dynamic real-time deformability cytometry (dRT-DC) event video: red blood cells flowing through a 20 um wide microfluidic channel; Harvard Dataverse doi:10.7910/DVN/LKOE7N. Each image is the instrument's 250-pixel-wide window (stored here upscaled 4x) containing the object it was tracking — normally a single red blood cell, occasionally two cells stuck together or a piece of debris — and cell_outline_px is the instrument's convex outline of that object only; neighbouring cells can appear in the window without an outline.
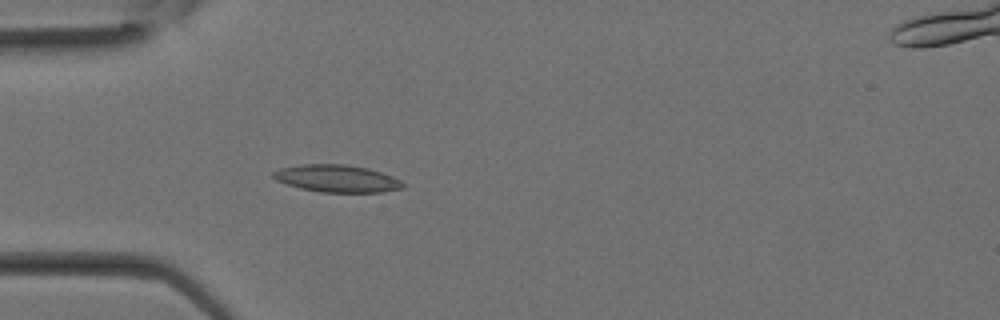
{"species": "Egyptian fruit bat (a non-hibernating species)", "species_latin": "Rousettus aegyptiacus", "temperature_condition": "room temperature", "stored_images_in_passage": 7, "camera_frame_rate_fps": 3000, "um_per_image_px": 0.085, "animal": {"sex": "female"}, "frame": {"image": 1, "passage_image": 1, "time_ms": 0.0, "image_size_px": [1000, 320], "cell_outline_px": [[404, 188], [380, 192], [320, 192], [300, 188], [276, 180], [272, 176], [272, 172], [280, 168], [304, 164], [344, 164], [368, 168], [392, 176], [400, 180], [404, 184]], "centroid_in_image_um": [28.63, 15.17], "position_along_channel_um": 56.4, "area_um2": 20.52}}
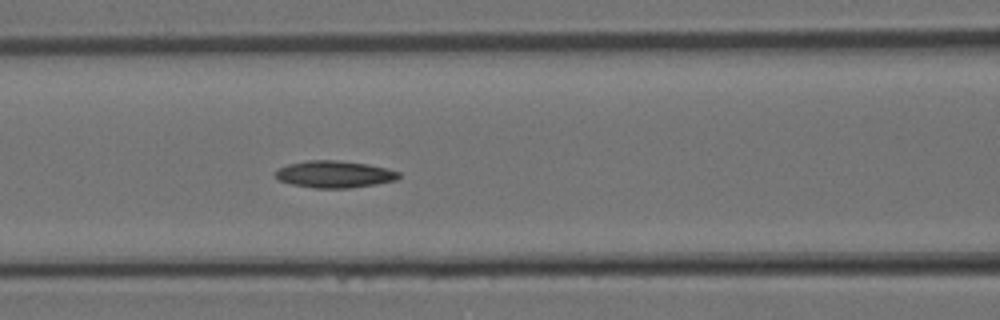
{"frame": {"image": 2, "passage_image": 5, "time_ms": 1.333, "image_size_px": [1000, 320], "cell_outline_px": [[400, 176], [396, 180], [376, 184], [348, 188], [312, 188], [292, 184], [280, 180], [272, 172], [276, 168], [288, 164], [308, 160], [336, 160], [368, 164], [388, 168], [400, 172]], "centroid_in_image_um": [28.41, 14.8], "position_along_channel_um": 138.2, "area_um2": 19.54}}
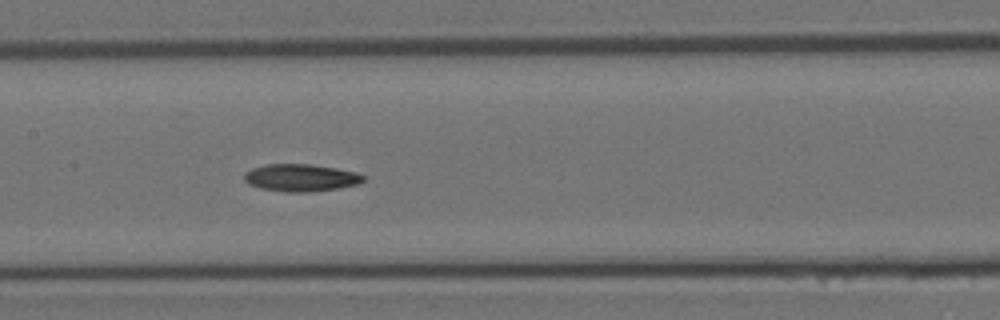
{"frame": {"image": 3, "passage_image": 7, "time_ms": 2.0, "image_size_px": [1000, 320], "cell_outline_px": [[364, 180], [356, 184], [340, 188], [308, 192], [288, 192], [260, 188], [248, 184], [244, 180], [244, 172], [252, 168], [268, 164], [312, 164], [336, 168], [356, 172], [364, 176]], "centroid_in_image_um": [25.54, 15.1], "position_along_channel_um": 181.9, "area_um2": 18.96}}